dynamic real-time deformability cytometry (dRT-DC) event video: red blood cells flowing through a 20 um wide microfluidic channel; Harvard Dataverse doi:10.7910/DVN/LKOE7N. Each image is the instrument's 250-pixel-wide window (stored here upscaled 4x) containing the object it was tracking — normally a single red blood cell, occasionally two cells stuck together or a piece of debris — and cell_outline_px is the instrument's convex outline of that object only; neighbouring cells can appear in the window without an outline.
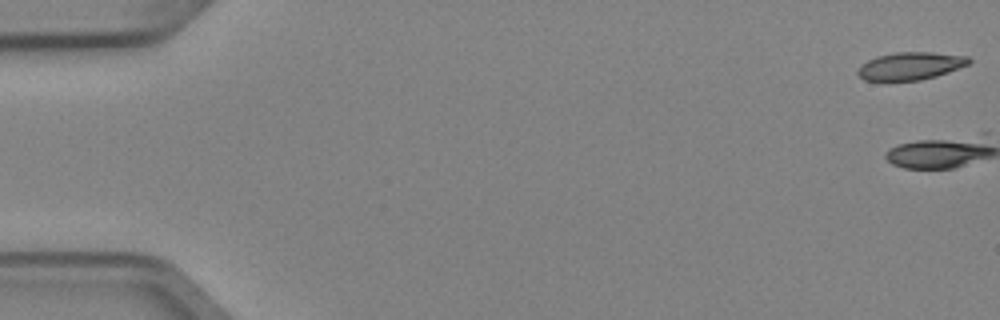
{"species": "Egyptian fruit bat (a non-hibernating species)", "species_latin": "Rousettus aegyptiacus", "temperature_condition": "cold", "stored_images_in_passage": 7, "camera_frame_rate_fps": 3000, "um_per_image_px": 0.085, "animal": {"sex": "female"}, "frame": {"image": 1, "passage_image": 1, "time_ms": 0.0, "image_size_px": [1000, 320], "cell_outline_px": [[972, 60], [968, 64], [948, 72], [936, 76], [920, 80], [884, 84], [864, 80], [856, 72], [860, 64], [876, 56], [896, 52], [932, 52], [968, 56]], "centroid_in_image_um": [77.3, 5.65], "position_along_channel_um": 7.7, "area_um2": 18.67}}
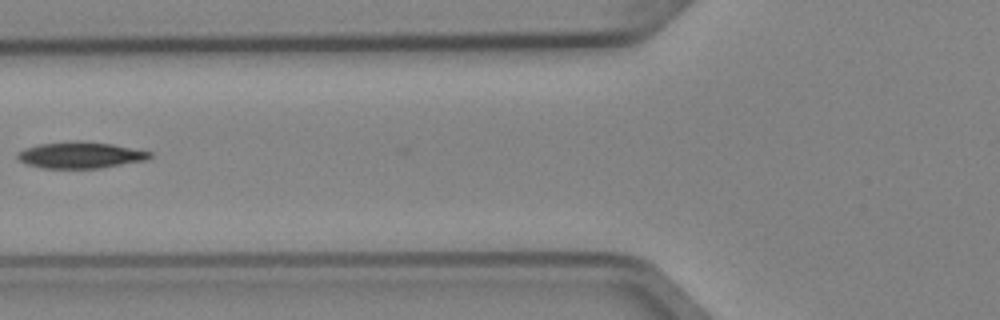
{"frame": {"image": 2, "passage_image": 6, "time_ms": 1.667, "image_size_px": [1000, 320], "cell_outline_px": [[152, 156], [148, 160], [100, 168], [44, 168], [24, 164], [16, 156], [16, 152], [24, 148], [36, 144], [76, 140], [80, 140], [112, 144], [152, 152]], "centroid_in_image_um": [6.8, 13.17], "position_along_channel_um": 119.0, "area_um2": 20.63}}
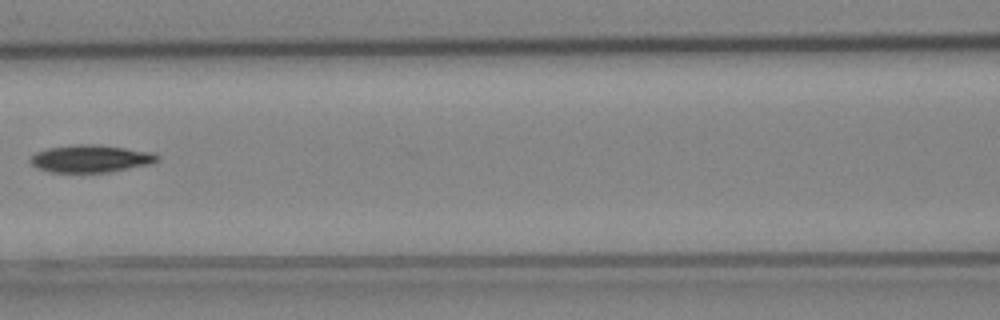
{"frame": {"image": 3, "passage_image": 7, "time_ms": 2.0, "image_size_px": [1000, 320], "cell_outline_px": [[160, 160], [148, 164], [108, 172], [48, 172], [36, 168], [28, 160], [36, 152], [48, 148], [76, 144], [96, 144], [152, 152], [160, 156]], "centroid_in_image_um": [7.67, 13.48], "position_along_channel_um": 158.9, "area_um2": 20.23}}